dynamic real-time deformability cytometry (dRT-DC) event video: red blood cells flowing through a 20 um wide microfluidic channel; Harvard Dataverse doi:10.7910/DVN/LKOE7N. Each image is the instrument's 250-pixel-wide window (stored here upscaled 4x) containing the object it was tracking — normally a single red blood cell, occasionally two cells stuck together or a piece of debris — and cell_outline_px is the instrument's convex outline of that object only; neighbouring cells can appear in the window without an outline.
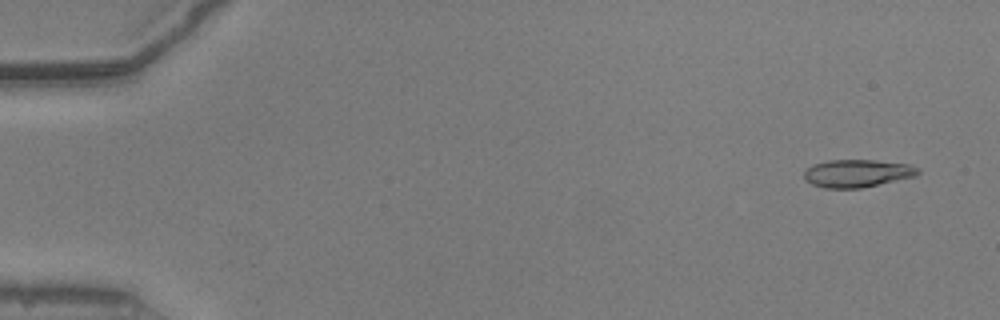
{"species": "common noctule bat (a hibernating species)", "species_latin": "Nyctalus noctula", "temperature_condition": "warm", "stored_images_in_passage": 48, "camera_frame_rate_fps": 3000, "um_per_image_px": 0.085, "animal": {"sex": "male", "body_mass_g": 20.5, "forearm_length_mm": 52.5}, "frame": {"image": 1, "passage_image": 3, "time_ms": 0.667, "image_size_px": [1000, 320], "cell_outline_px": [[920, 172], [916, 176], [860, 188], [824, 188], [812, 184], [804, 180], [804, 172], [812, 164], [828, 160], [872, 160], [908, 164], [920, 168]], "centroid_in_image_um": [72.85, 14.73], "position_along_channel_um": 12.2, "area_um2": 18.38}}
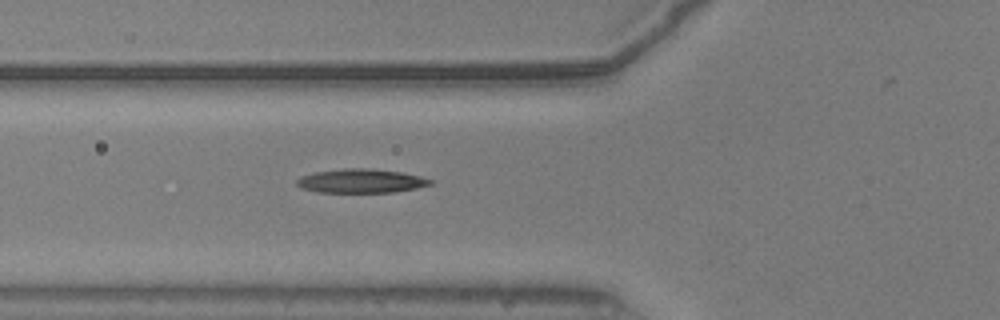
{"frame": {"image": 2, "passage_image": 20, "time_ms": 6.333, "image_size_px": [1000, 320], "cell_outline_px": [[436, 180], [432, 184], [416, 188], [392, 192], [320, 192], [300, 188], [296, 184], [296, 180], [300, 176], [316, 172], [344, 168], [364, 168], [404, 172]], "centroid_in_image_um": [30.71, 15.37], "position_along_channel_um": 95.1, "area_um2": 18.67}}
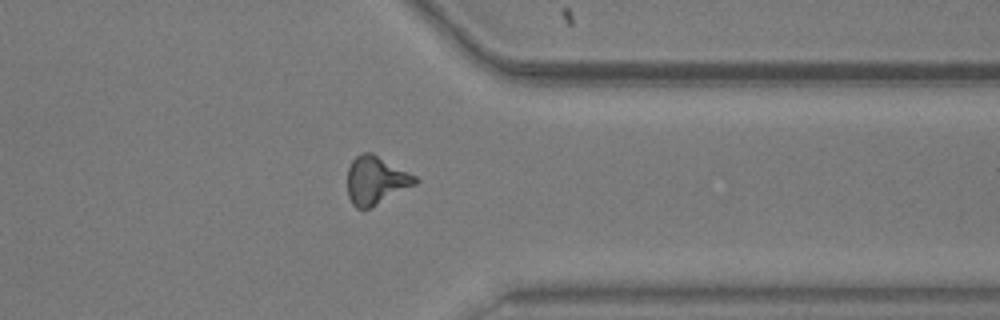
{"frame": {"image": 3, "passage_image": 42, "time_ms": 13.667, "image_size_px": [1000, 320], "cell_outline_px": [[420, 180], [416, 184], [368, 208], [356, 208], [352, 204], [348, 196], [348, 168], [352, 160], [356, 156], [364, 152], [372, 152], [416, 176]], "centroid_in_image_um": [31.94, 15.3], "position_along_channel_um": 379.5, "area_um2": 18.73}}